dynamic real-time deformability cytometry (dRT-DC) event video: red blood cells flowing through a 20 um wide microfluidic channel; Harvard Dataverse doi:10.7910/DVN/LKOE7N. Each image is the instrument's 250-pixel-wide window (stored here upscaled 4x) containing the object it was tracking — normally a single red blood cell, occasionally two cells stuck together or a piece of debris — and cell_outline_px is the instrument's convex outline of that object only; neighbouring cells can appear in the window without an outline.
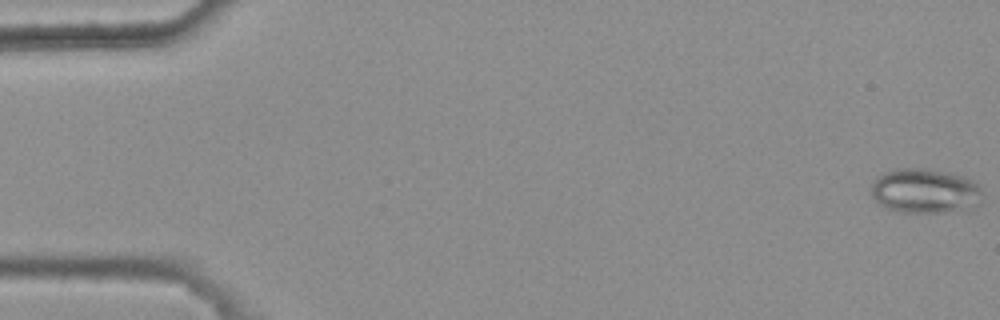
{"species": "common noctule bat (a hibernating species)", "species_latin": "Nyctalus noctula", "temperature_condition": "warm", "stored_images_in_passage": 6, "camera_frame_rate_fps": 3000, "um_per_image_px": 0.085, "animal": {"sex": "female", "body_mass_g": 25.1}, "frame": {"image": 1, "passage_image": 1, "time_ms": 0.0, "image_size_px": [1000, 320], "cell_outline_px": [[980, 204], [964, 212], [896, 212], [880, 204], [872, 196], [872, 184], [884, 172], [896, 168], [924, 168], [948, 172], [964, 176], [980, 184]], "centroid_in_image_um": [78.68, 16.24], "position_along_channel_um": 6.3, "area_um2": 29.25}}